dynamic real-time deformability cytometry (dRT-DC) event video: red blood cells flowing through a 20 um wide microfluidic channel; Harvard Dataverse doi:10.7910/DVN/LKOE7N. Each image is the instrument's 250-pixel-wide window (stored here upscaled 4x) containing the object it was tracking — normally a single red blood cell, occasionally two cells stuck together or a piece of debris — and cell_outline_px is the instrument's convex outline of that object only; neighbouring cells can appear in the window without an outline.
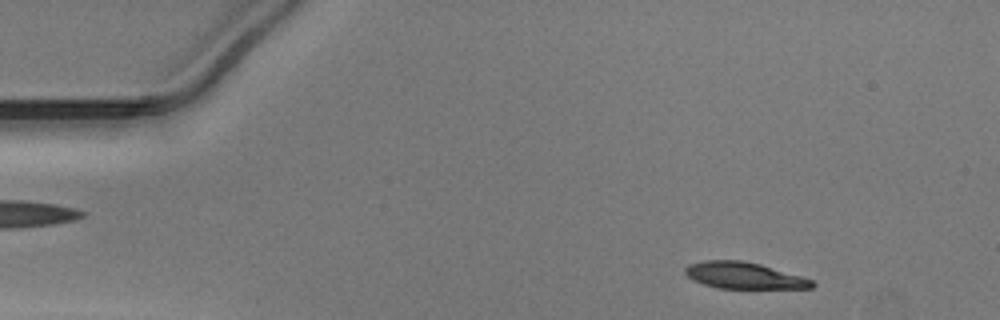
{"species": "Egyptian fruit bat (a non-hibernating species)", "species_latin": "Rousettus aegyptiacus", "temperature_condition": "warm", "stored_images_in_passage": 42, "camera_frame_rate_fps": 3000, "um_per_image_px": 0.085, "animal": {"sex": "male"}, "frame": {"image": 1, "passage_image": 6, "time_ms": 1.667, "image_size_px": [1000, 320], "cell_outline_px": [[816, 284], [812, 288], [716, 288], [704, 284], [688, 276], [684, 272], [684, 268], [688, 264], [704, 260], [740, 260], [760, 264], [800, 276], [812, 280]], "centroid_in_image_um": [63.21, 23.41], "position_along_channel_um": 21.8, "area_um2": 19.36}}
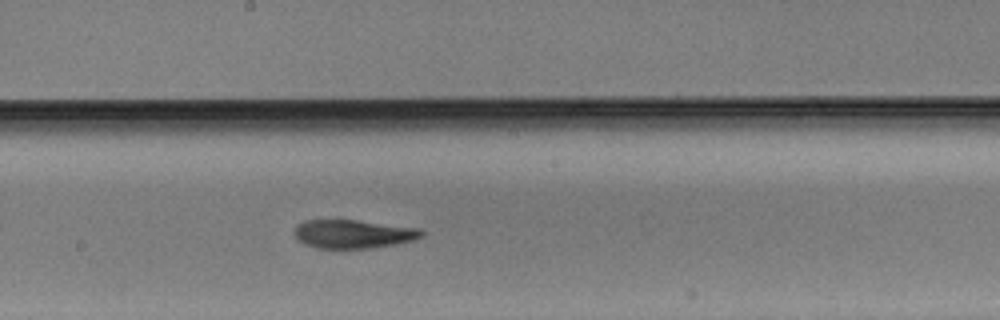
{"frame": {"image": 2, "passage_image": 27, "time_ms": 8.667, "image_size_px": [1000, 320], "cell_outline_px": [[424, 236], [412, 240], [396, 244], [368, 248], [316, 248], [304, 244], [296, 236], [296, 224], [304, 220], [356, 220], [420, 228], [424, 232]], "centroid_in_image_um": [30.04, 19.88], "position_along_channel_um": 218.2, "area_um2": 21.04}}
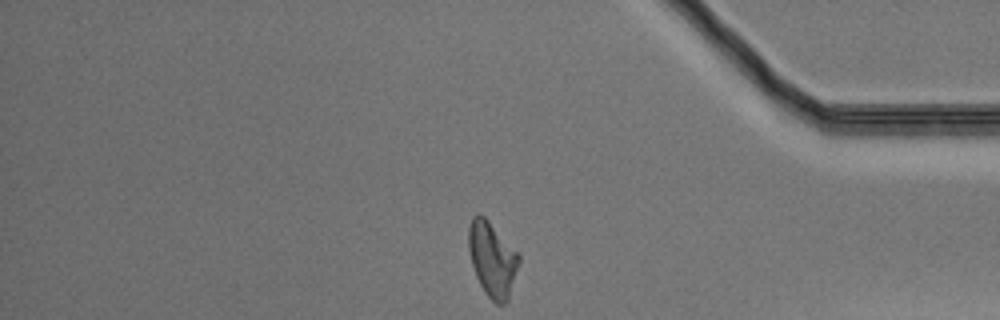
{"frame": {"image": 3, "passage_image": 42, "time_ms": 13.667, "image_size_px": [1000, 320], "cell_outline_px": [[520, 260], [508, 300], [504, 304], [496, 304], [484, 292], [476, 276], [472, 264], [468, 248], [468, 228], [472, 216], [476, 212], [484, 216], [488, 220], [520, 256]], "centroid_in_image_um": [41.82, 22.02], "position_along_channel_um": 393.4, "area_um2": 21.73}}